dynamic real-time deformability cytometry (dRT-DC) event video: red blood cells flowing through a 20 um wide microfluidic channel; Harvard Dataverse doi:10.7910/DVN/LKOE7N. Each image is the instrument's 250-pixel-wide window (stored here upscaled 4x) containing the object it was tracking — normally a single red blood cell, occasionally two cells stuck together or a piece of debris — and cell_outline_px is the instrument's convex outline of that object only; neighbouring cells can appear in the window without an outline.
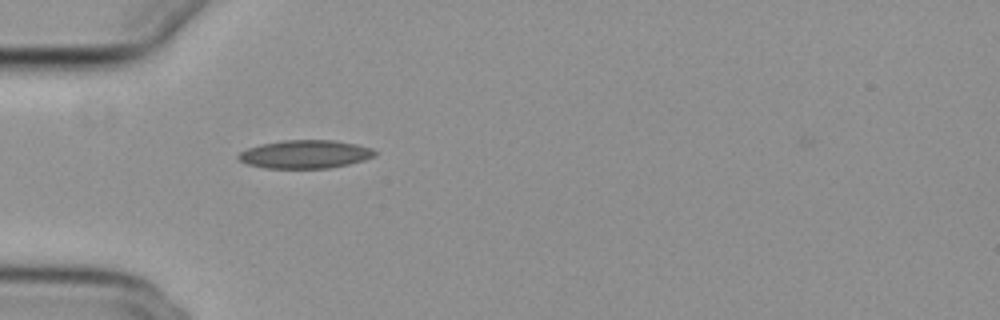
{"species": "common noctule bat (a hibernating species)", "species_latin": "Nyctalus noctula", "temperature_condition": "cold", "stored_images_in_passage": 38, "camera_frame_rate_fps": 3000, "um_per_image_px": 0.085, "animal": {"sex": "female", "body_mass_g": 29.2, "forearm_length_mm": 56.3}, "frame": {"image": 1, "passage_image": 1, "time_ms": 0.0, "image_size_px": [1000, 320], "cell_outline_px": [[376, 156], [364, 160], [348, 164], [328, 168], [264, 168], [248, 164], [240, 160], [236, 156], [240, 152], [248, 148], [260, 144], [280, 140], [336, 140], [356, 144], [372, 148], [376, 152]], "centroid_in_image_um": [25.94, 13.1], "position_along_channel_um": 59.1, "area_um2": 22.54}}
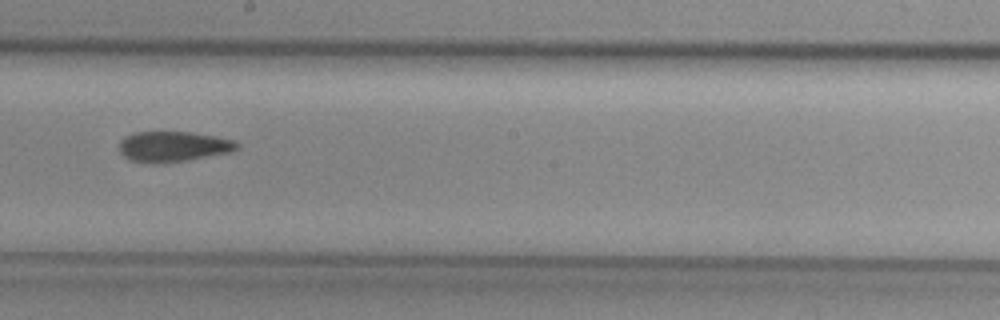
{"frame": {"image": 2, "passage_image": 15, "time_ms": 4.667, "image_size_px": [1000, 320], "cell_outline_px": [[240, 148], [228, 152], [188, 160], [132, 160], [124, 156], [120, 152], [120, 140], [124, 136], [132, 132], [192, 132], [216, 136], [232, 140], [240, 144]], "centroid_in_image_um": [14.76, 12.39], "position_along_channel_um": 233.4, "area_um2": 20.06}}
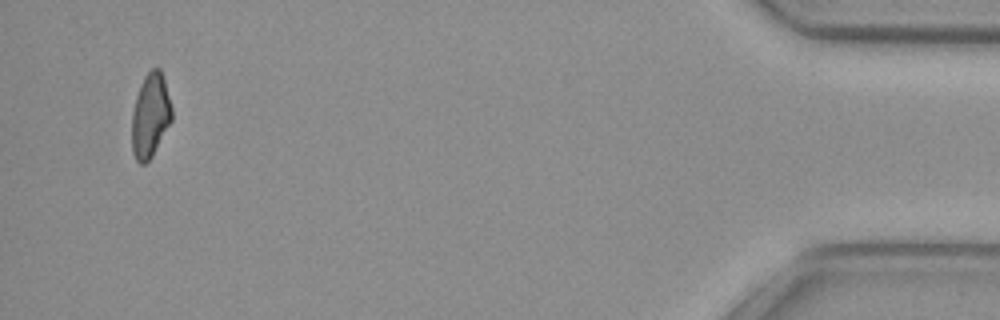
{"frame": {"image": 3, "passage_image": 36, "time_ms": 11.667, "image_size_px": [1000, 320], "cell_outline_px": [[172, 120], [152, 156], [144, 164], [140, 164], [136, 160], [132, 152], [132, 112], [136, 96], [140, 84], [144, 76], [152, 68], [160, 68], [164, 80], [172, 108]], "centroid_in_image_um": [12.77, 9.82], "position_along_channel_um": 422.4, "area_um2": 19.54}, "authors_computed_cell_mechanics": {"area_um2": 20.808, "velocity_mm_per_s": 3.8512, "shape_relaxation_time_tau1_ms": null, "shape_relaxation_time_tau2_ms": 9.1499, "deformation_change_tau1": null, "deformation_change_tau2": 0.1817}}